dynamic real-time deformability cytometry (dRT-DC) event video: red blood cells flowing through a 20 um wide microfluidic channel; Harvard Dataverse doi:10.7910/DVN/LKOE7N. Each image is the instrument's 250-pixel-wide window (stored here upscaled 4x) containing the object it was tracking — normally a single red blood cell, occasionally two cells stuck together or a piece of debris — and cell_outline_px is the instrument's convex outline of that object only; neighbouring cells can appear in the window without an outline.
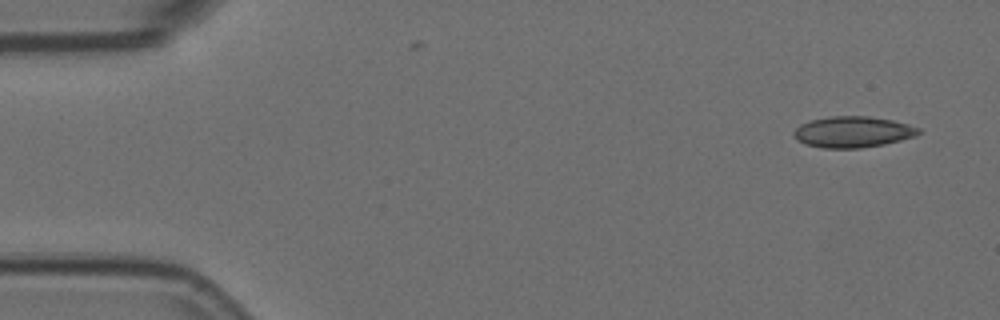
{"species": "Egyptian fruit bat (a non-hibernating species)", "species_latin": "Rousettus aegyptiacus", "temperature_condition": "room temperature", "stored_images_in_passage": 7, "camera_frame_rate_fps": 3000, "um_per_image_px": 0.085, "animal": {"sex": "female"}, "frame": {"image": 1, "passage_image": 1, "time_ms": 0.0, "image_size_px": [1000, 320], "cell_outline_px": [[920, 132], [916, 136], [884, 144], [860, 148], [820, 148], [804, 144], [796, 140], [792, 136], [792, 132], [800, 124], [808, 120], [828, 116], [868, 116], [892, 120], [908, 124], [920, 128]], "centroid_in_image_um": [72.43, 11.21], "position_along_channel_um": 12.6, "area_um2": 22.89}}
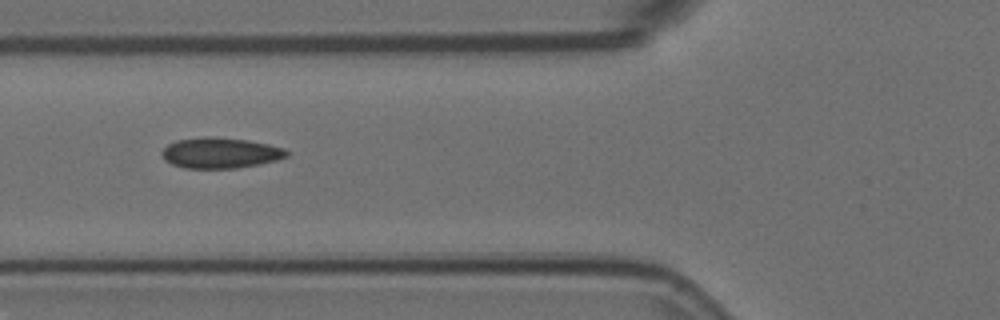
{"frame": {"image": 2, "passage_image": 6, "time_ms": 1.667, "image_size_px": [1000, 320], "cell_outline_px": [[288, 156], [276, 160], [236, 168], [184, 168], [172, 164], [164, 160], [160, 152], [168, 144], [176, 140], [204, 136], [212, 136], [248, 140], [268, 144], [284, 148], [288, 152]], "centroid_in_image_um": [18.69, 12.98], "position_along_channel_um": 107.1, "area_um2": 22.31}}
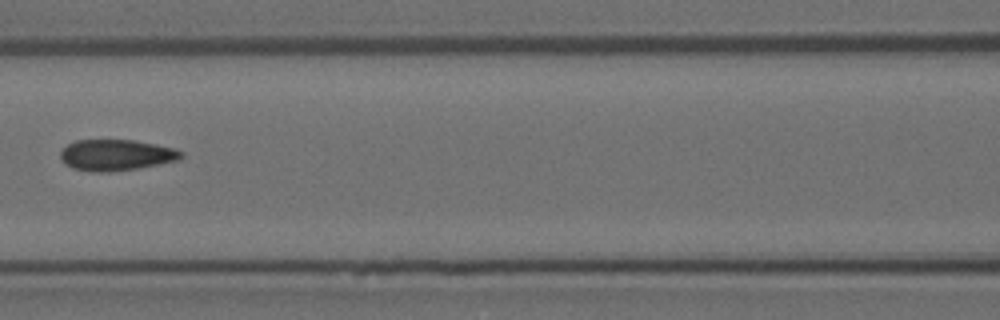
{"frame": {"image": 3, "passage_image": 7, "time_ms": 2.0, "image_size_px": [1000, 320], "cell_outline_px": [[184, 156], [180, 160], [136, 168], [108, 172], [92, 172], [72, 168], [64, 164], [60, 156], [60, 152], [68, 144], [76, 140], [132, 140], [156, 144], [176, 148], [184, 152]], "centroid_in_image_um": [9.89, 13.18], "position_along_channel_um": 156.7, "area_um2": 21.96}}